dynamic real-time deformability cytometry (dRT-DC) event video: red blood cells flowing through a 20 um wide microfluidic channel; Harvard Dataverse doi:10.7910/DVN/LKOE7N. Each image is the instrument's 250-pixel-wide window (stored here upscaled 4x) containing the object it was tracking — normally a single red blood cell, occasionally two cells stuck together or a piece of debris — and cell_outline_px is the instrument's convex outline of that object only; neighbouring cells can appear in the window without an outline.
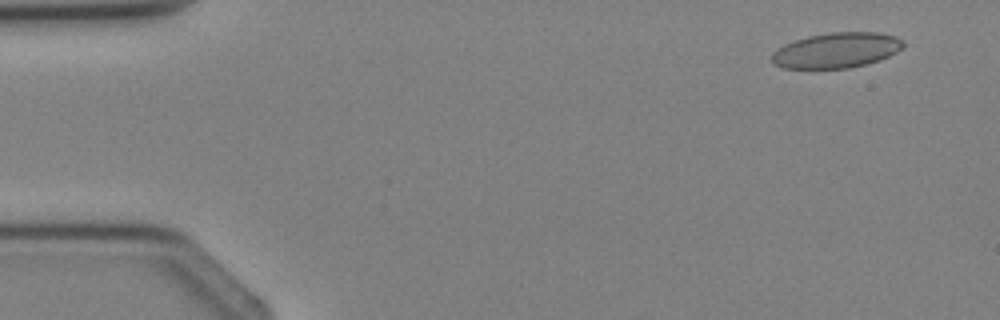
{"species": "Egyptian fruit bat (a non-hibernating species)", "species_latin": "Rousettus aegyptiacus", "temperature_condition": "cold", "stored_images_in_passage": 3, "camera_frame_rate_fps": 3000, "um_per_image_px": 0.085, "animal": {"sex": "female"}, "frame": {"image": 1, "passage_image": 1, "time_ms": 0.0, "image_size_px": [1000, 320], "cell_outline_px": [[904, 48], [880, 60], [848, 68], [784, 68], [772, 64], [772, 52], [776, 48], [784, 44], [808, 36], [832, 32], [880, 32], [896, 36], [904, 40]], "centroid_in_image_um": [71.11, 4.26], "position_along_channel_um": 13.9, "area_um2": 27.17}}
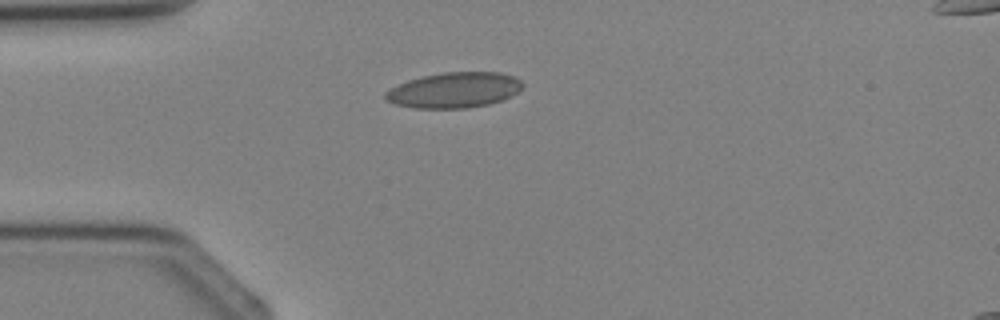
{"frame": {"image": 2, "passage_image": 3, "time_ms": 2.333, "image_size_px": [1000, 320], "cell_outline_px": [[524, 84], [516, 92], [500, 100], [488, 104], [468, 108], [416, 108], [396, 104], [384, 100], [384, 92], [408, 80], [424, 76], [444, 72], [500, 72], [516, 76]], "centroid_in_image_um": [38.59, 7.65], "position_along_channel_um": 46.4, "area_um2": 28.15}}